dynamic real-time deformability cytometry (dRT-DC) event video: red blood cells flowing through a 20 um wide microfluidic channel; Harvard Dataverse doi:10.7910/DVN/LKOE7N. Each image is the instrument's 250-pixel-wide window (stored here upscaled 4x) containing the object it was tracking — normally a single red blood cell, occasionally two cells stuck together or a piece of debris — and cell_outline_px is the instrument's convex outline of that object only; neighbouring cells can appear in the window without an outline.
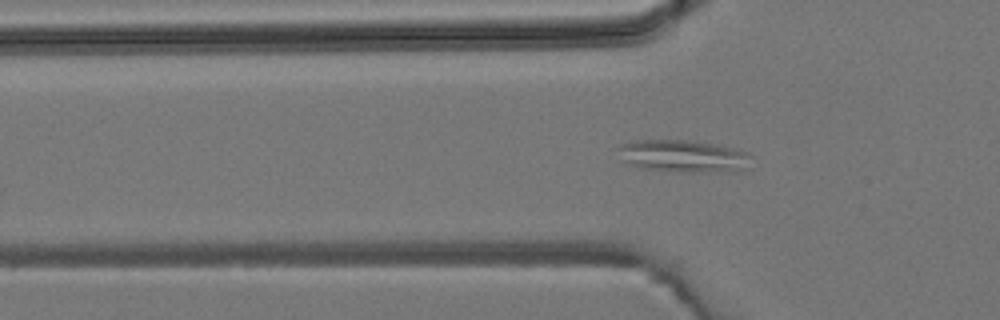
{"species": "common noctule bat (a hibernating species)", "species_latin": "Nyctalus noctula", "temperature_condition": "room temperature", "stored_images_in_passage": 4, "camera_frame_rate_fps": 3000, "um_per_image_px": 0.085, "animal": {"sex": "male", "body_mass_g": 19.2, "forearm_length_mm": 51.8}, "frame": {"image": 1, "passage_image": 3, "time_ms": 3.0, "image_size_px": [1000, 320], "cell_outline_px": [[752, 168], [736, 172], [676, 172], [644, 168], [628, 164], [612, 148], [620, 144], [636, 140], [688, 140], [712, 144], [732, 148], [748, 152], [752, 156]], "centroid_in_image_um": [58.12, 13.29], "position_along_channel_um": 67.7, "area_um2": 25.78}}
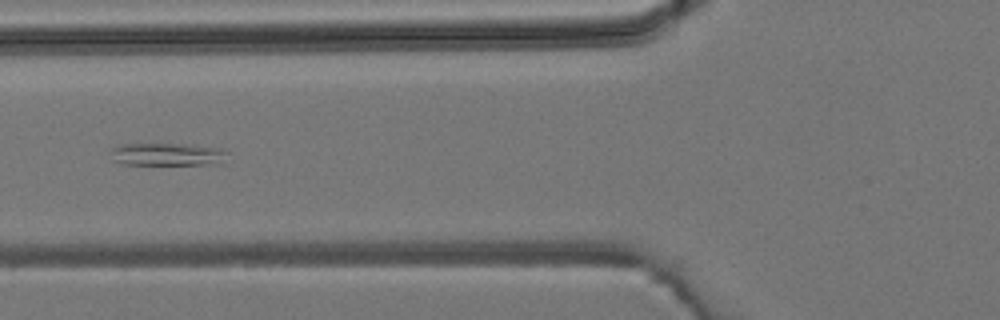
{"frame": {"image": 2, "passage_image": 4, "time_ms": 4.0, "image_size_px": [1000, 320], "cell_outline_px": [[228, 152], [224, 164], [124, 164], [116, 160], [112, 152], [112, 148], [120, 144], [192, 144], [220, 148]], "centroid_in_image_um": [14.34, 13.11], "position_along_channel_um": 111.5, "area_um2": 15.37}}